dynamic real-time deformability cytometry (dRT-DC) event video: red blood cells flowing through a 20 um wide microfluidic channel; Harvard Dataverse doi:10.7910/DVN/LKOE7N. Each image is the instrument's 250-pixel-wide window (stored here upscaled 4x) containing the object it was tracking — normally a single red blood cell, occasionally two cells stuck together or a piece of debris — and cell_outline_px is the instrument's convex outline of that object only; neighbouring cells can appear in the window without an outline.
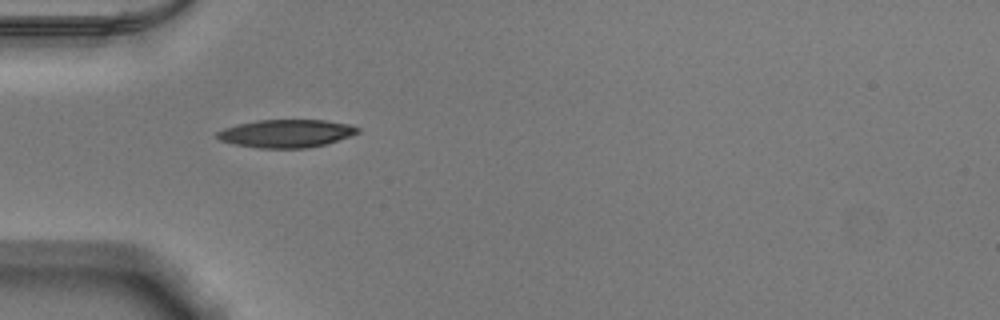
{"species": "Egyptian fruit bat (a non-hibernating species)", "species_latin": "Rousettus aegyptiacus", "temperature_condition": "warm", "stored_images_in_passage": 37, "camera_frame_rate_fps": 3000, "um_per_image_px": 0.085, "animal": {"sex": "male"}, "frame": {"image": 1, "passage_image": 1, "time_ms": 0.0, "image_size_px": [1000, 320], "cell_outline_px": [[360, 132], [324, 144], [308, 148], [260, 148], [236, 144], [220, 140], [216, 136], [216, 132], [224, 128], [236, 124], [256, 120], [324, 120], [348, 124], [360, 128]], "centroid_in_image_um": [24.3, 11.33], "position_along_channel_um": 60.7, "area_um2": 22.72}}
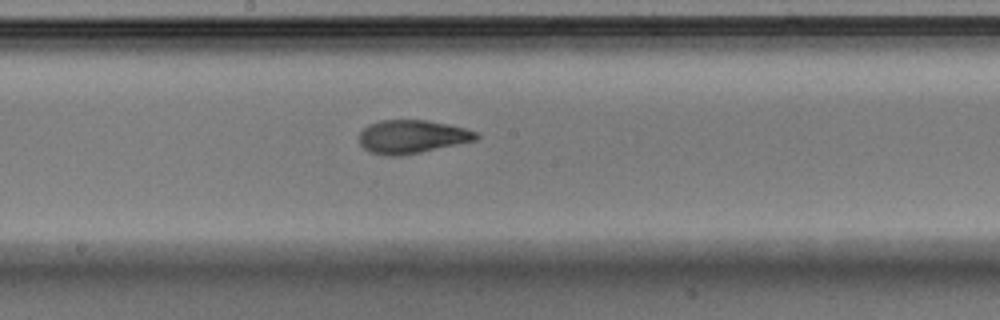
{"frame": {"image": 2, "passage_image": 13, "time_ms": 4.0, "image_size_px": [1000, 320], "cell_outline_px": [[480, 136], [476, 140], [420, 152], [400, 156], [388, 156], [372, 152], [364, 148], [360, 144], [360, 132], [368, 124], [380, 120], [428, 120], [448, 124], [464, 128], [476, 132]], "centroid_in_image_um": [35.01, 11.61], "position_along_channel_um": 213.2, "area_um2": 22.6}}
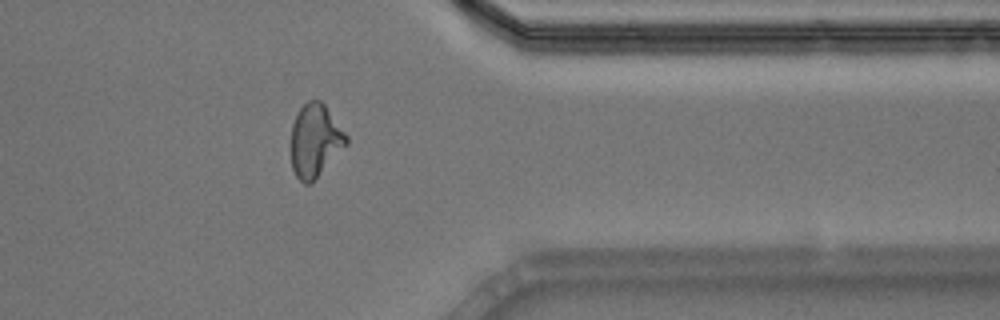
{"frame": {"image": 3, "passage_image": 27, "time_ms": 8.667, "image_size_px": [1000, 320], "cell_outline_px": [[348, 144], [312, 184], [304, 184], [296, 176], [292, 168], [292, 124], [300, 108], [308, 100], [320, 100], [324, 104], [348, 136]], "centroid_in_image_um": [26.81, 11.98], "position_along_channel_um": 384.6, "area_um2": 23.52}, "authors_computed_cell_mechanics": {"area_um2": 23.0622, "velocity_mm_per_s": 3.8737, "shape_relaxation_time_tau1_ms": 5.7756, "shape_relaxation_time_tau2_ms": 1.3087, "deformation_change_tau1": 0.2162, "deformation_change_tau2": 0.0795}}